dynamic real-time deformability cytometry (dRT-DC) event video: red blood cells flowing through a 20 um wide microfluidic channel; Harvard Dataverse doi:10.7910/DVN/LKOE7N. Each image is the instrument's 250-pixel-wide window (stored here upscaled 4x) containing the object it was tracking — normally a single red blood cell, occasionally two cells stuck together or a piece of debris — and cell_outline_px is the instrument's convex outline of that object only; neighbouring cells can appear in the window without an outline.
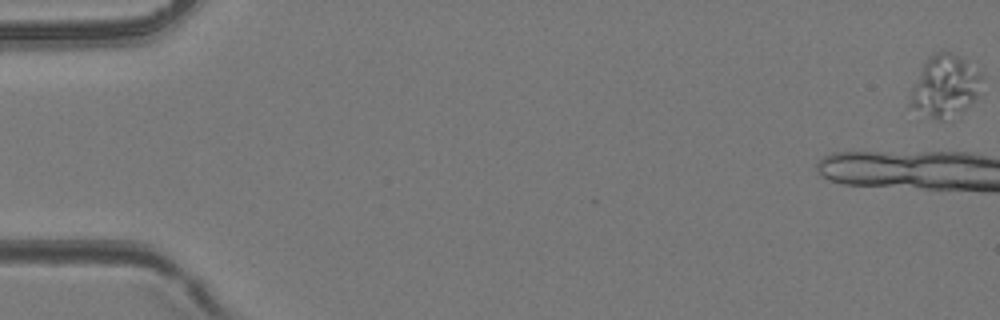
{"species": "common noctule bat (a hibernating species)", "species_latin": "Nyctalus noctula", "temperature_condition": "room temperature", "stored_images_in_passage": 16, "camera_frame_rate_fps": 3000, "um_per_image_px": 0.085, "animal": {"sex": "female", "body_mass_g": 24.6, "forearm_length_mm": 56.2}, "frame": {"image": 1, "passage_image": 1, "time_ms": 0.0, "image_size_px": [1000, 320], "cell_outline_px": [[984, 76], [976, 96], [960, 120], [940, 120], [928, 116], [912, 108], [912, 88], [920, 68], [936, 52], [948, 52], [960, 56], [980, 72]], "centroid_in_image_um": [80.38, 7.38], "position_along_channel_um": 4.6, "area_um2": 25.95}}